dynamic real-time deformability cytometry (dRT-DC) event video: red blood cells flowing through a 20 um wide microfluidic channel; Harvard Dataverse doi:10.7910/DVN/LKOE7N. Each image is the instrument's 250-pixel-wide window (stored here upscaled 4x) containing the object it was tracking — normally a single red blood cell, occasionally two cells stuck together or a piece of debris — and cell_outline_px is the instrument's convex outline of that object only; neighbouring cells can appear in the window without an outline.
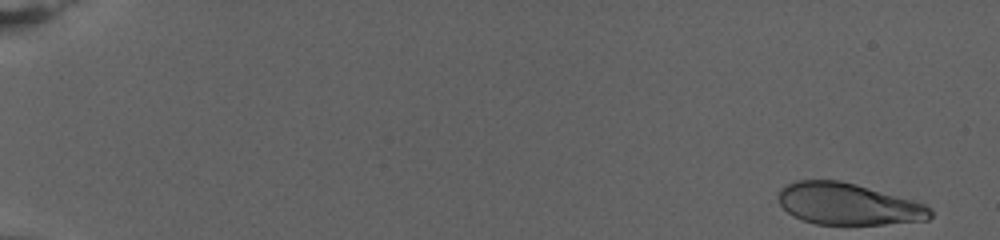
{"species": "human", "species_latin": "Homo sapiens", "temperature_condition": "warm", "stored_images_in_passage": 77, "camera_frame_rate_fps": 3000, "um_per_image_px": 0.085, "donor": {"sex": "female"}, "frame": {"image": 1, "passage_image": 1, "time_ms": 0.0, "image_size_px": [1000, 240], "cell_outline_px": [[932, 216], [928, 220], [884, 224], [816, 224], [792, 216], [780, 204], [776, 196], [780, 188], [784, 184], [796, 180], [840, 180], [856, 184], [912, 200], [924, 204], [932, 208]], "centroid_in_image_um": [72.05, 17.33], "position_along_channel_um": 13.0, "area_um2": 36.99}}
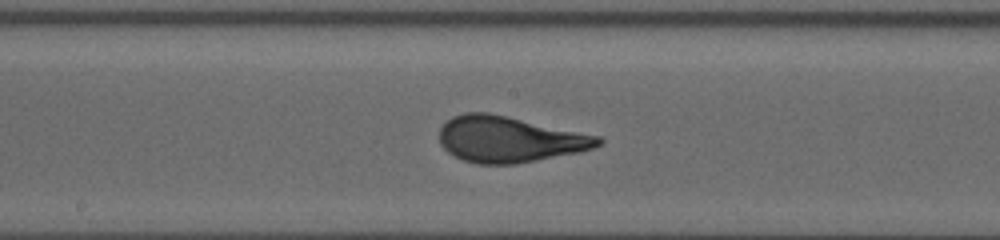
{"frame": {"image": 2, "passage_image": 43, "time_ms": 14.0, "image_size_px": [1000, 240], "cell_outline_px": [[604, 140], [600, 144], [592, 148], [580, 152], [516, 164], [476, 164], [464, 160], [448, 152], [440, 144], [440, 128], [452, 116], [464, 112], [488, 112], [508, 116], [600, 136]], "centroid_in_image_um": [43.29, 11.84], "position_along_channel_um": 204.9, "area_um2": 42.54}}
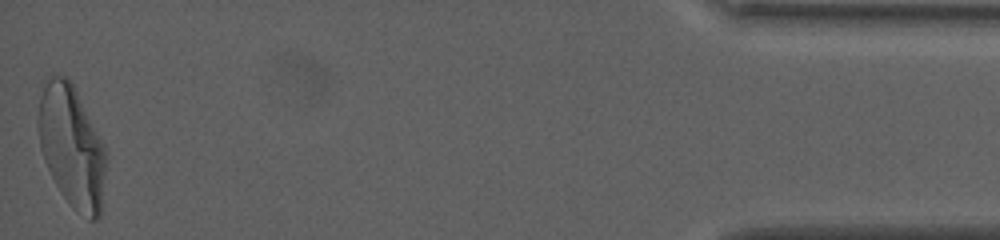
{"frame": {"image": 3, "passage_image": 77, "time_ms": 25.333, "image_size_px": [1000, 240], "cell_outline_px": [[104, 176], [100, 216], [96, 220], [88, 220], [76, 212], [68, 204], [60, 192], [44, 160], [40, 148], [36, 124], [36, 116], [40, 96], [52, 72], [64, 76], [72, 84], [104, 144]], "centroid_in_image_um": [6.05, 12.48], "position_along_channel_um": 429.1, "area_um2": 47.86}, "authors_computed_cell_mechanics": {"area_um2": 41.616, "velocity_mm_per_s": 2.6686, "shape_relaxation_time_tau1_ms": 5.2402, "shape_relaxation_time_tau2_ms": null, "deformation_change_tau1": 0.225, "deformation_change_tau2": null}}